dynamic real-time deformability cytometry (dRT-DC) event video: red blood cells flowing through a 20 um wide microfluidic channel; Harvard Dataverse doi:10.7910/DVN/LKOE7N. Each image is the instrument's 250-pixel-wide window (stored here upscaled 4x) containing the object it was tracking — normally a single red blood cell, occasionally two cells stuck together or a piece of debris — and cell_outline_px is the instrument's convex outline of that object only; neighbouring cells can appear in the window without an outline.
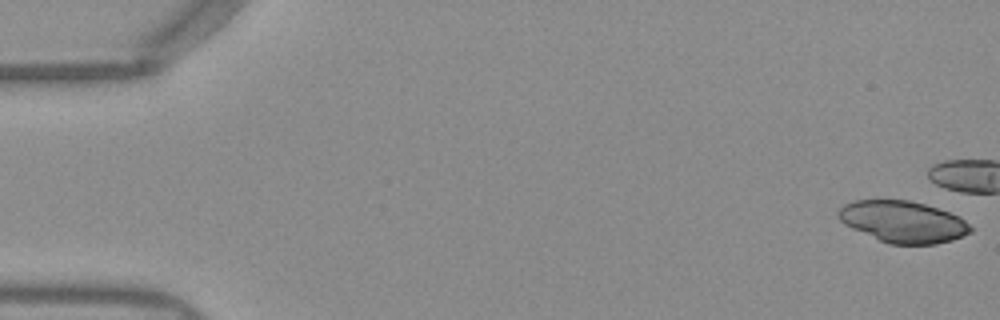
{"species": "Egyptian fruit bat (a non-hibernating species)", "species_latin": "Rousettus aegyptiacus", "temperature_condition": "warm", "stored_images_in_passage": 8, "camera_frame_rate_fps": 3000, "um_per_image_px": 0.085, "frame": {"image": 1, "passage_image": 1, "time_ms": 0.0, "image_size_px": [1000, 320], "cell_outline_px": [[972, 232], [952, 240], [936, 244], [888, 244], [852, 228], [844, 224], [836, 216], [836, 212], [844, 204], [852, 200], [908, 200], [924, 204], [960, 216], [972, 228]], "centroid_in_image_um": [76.73, 18.85], "position_along_channel_um": 8.3, "area_um2": 32.02}}